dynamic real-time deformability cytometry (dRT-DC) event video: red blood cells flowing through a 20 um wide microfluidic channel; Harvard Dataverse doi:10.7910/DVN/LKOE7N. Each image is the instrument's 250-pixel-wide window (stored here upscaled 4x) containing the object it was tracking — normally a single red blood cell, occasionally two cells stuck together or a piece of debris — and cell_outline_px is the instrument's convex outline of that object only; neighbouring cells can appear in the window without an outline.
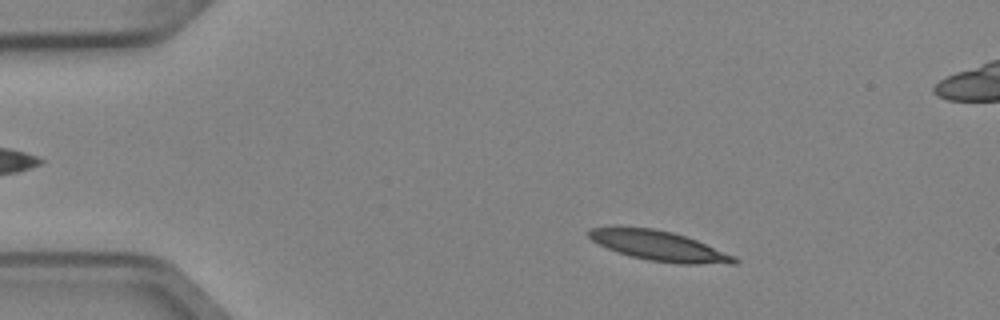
{"species": "Egyptian fruit bat (a non-hibernating species)", "species_latin": "Rousettus aegyptiacus", "temperature_condition": "cold", "stored_images_in_passage": 4, "segment_of_instrument_passage": [1, 2], "camera_frame_rate_fps": 3000, "um_per_image_px": 0.085, "animal": {"sex": "female"}, "frame": {"image": 1, "passage_image": 1, "time_ms": 0.0, "image_size_px": [1000, 320], "cell_outline_px": [[740, 260], [736, 264], [680, 264], [648, 260], [632, 256], [608, 248], [592, 240], [588, 236], [588, 228], [616, 224], [652, 228], [672, 232], [696, 240], [736, 256]], "centroid_in_image_um": [55.98, 20.86], "position_along_channel_um": 29.0, "area_um2": 25.78}}